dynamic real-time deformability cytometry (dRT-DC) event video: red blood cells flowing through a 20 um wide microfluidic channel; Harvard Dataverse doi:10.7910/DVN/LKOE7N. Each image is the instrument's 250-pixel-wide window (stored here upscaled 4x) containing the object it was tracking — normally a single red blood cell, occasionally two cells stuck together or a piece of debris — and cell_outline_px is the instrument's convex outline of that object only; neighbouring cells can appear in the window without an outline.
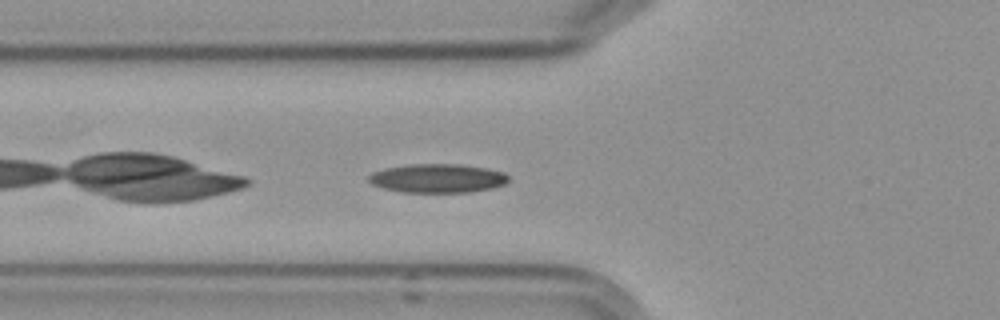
{"species": "Egyptian fruit bat (a non-hibernating species)", "species_latin": "Rousettus aegyptiacus", "temperature_condition": "cold", "stored_images_in_passage": 7, "camera_frame_rate_fps": 3000, "um_per_image_px": 0.085, "frame": {"image": 1, "passage_image": 7, "time_ms": 7.0, "image_size_px": [1000, 320], "cell_outline_px": [[508, 180], [504, 184], [492, 188], [468, 192], [400, 192], [384, 188], [372, 184], [368, 180], [368, 176], [372, 172], [384, 168], [408, 164], [460, 164], [484, 168], [504, 172], [508, 176]], "centroid_in_image_um": [37.16, 15.15], "position_along_channel_um": 88.6, "area_um2": 23.47}}